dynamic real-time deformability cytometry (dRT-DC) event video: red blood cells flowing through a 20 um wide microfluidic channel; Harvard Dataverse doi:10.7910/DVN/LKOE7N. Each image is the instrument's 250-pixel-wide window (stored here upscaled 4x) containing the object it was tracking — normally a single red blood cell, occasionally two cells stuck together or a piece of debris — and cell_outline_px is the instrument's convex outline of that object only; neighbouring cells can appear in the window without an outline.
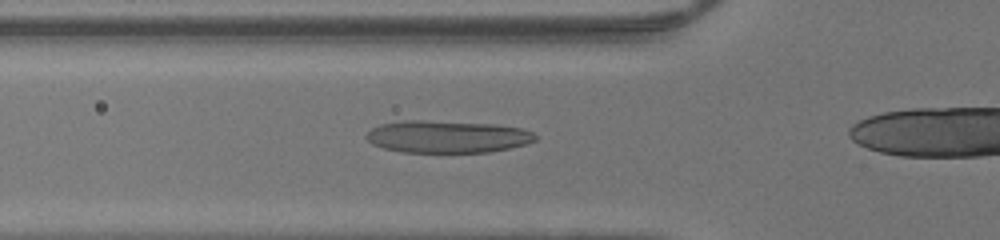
{"species": "human", "species_latin": "Homo sapiens", "temperature_condition": "warm", "stored_images_in_passage": 32, "camera_frame_rate_fps": 3000, "um_per_image_px": 0.085, "donor": {"sex": "male"}, "frame": {"image": 1, "passage_image": 10, "time_ms": 3.0, "image_size_px": [1000, 240], "cell_outline_px": [[536, 140], [524, 144], [508, 148], [488, 152], [400, 152], [384, 148], [372, 144], [364, 136], [372, 128], [380, 124], [404, 120], [420, 120], [496, 124], [520, 128], [532, 132], [536, 136]], "centroid_in_image_um": [37.98, 11.61], "position_along_channel_um": 87.8, "area_um2": 31.67}}
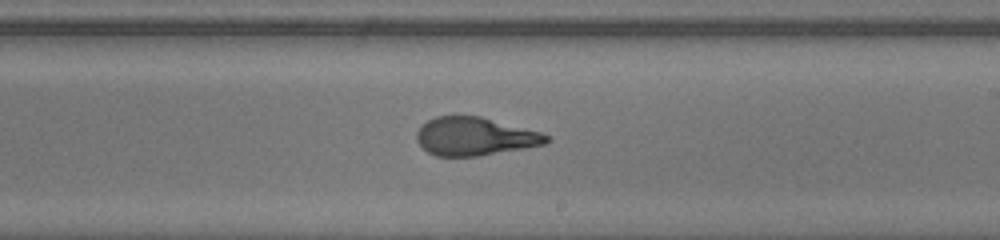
{"frame": {"image": 2, "passage_image": 21, "time_ms": 6.667, "image_size_px": [1000, 240], "cell_outline_px": [[552, 140], [544, 144], [524, 148], [476, 156], [436, 156], [428, 152], [416, 140], [416, 132], [428, 120], [436, 116], [480, 116], [540, 132], [548, 136]], "centroid_in_image_um": [40.35, 11.6], "position_along_channel_um": 248.7, "area_um2": 28.55}}
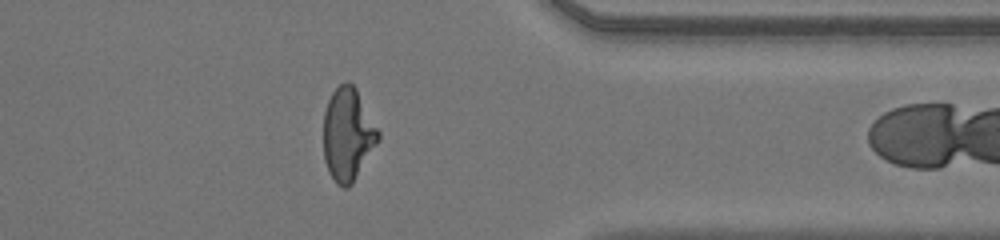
{"frame": {"image": 3, "passage_image": 31, "time_ms": 10.0, "image_size_px": [1000, 240], "cell_outline_px": [[380, 140], [352, 184], [348, 188], [344, 188], [336, 184], [328, 172], [324, 160], [324, 112], [328, 100], [332, 92], [340, 84], [348, 80], [356, 88], [380, 132]], "centroid_in_image_um": [29.57, 11.44], "position_along_channel_um": 381.8, "area_um2": 29.82}}